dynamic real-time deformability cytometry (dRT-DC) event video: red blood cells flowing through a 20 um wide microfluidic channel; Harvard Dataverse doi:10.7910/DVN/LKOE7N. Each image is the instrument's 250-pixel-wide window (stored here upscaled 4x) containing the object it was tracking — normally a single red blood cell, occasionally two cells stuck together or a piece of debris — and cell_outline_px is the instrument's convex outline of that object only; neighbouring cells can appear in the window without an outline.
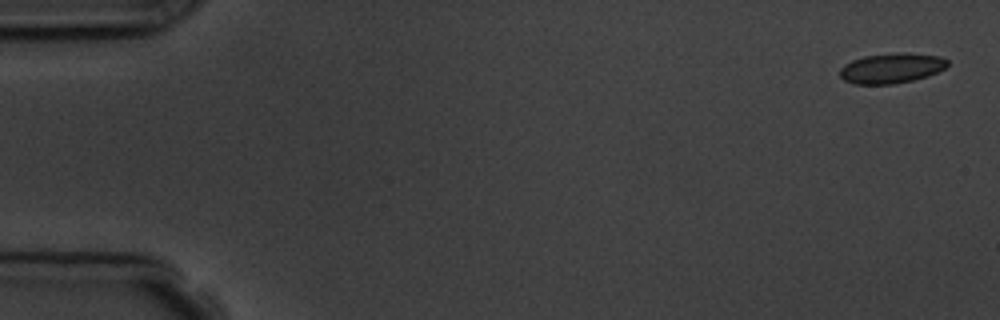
{"species": "common noctule bat (a hibernating species)", "species_latin": "Nyctalus noctula", "temperature_condition": "room temperature", "stored_images_in_passage": 3, "camera_frame_rate_fps": 3000, "um_per_image_px": 0.085, "animal": {"sex": "male", "body_mass_g": 19.5, "forearm_length_mm": 54.6}, "frame": {"image": 1, "passage_image": 1, "time_ms": 0.0, "image_size_px": [1000, 320], "cell_outline_px": [[948, 64], [944, 68], [928, 76], [912, 80], [892, 84], [852, 84], [844, 80], [840, 76], [840, 68], [844, 64], [852, 60], [864, 56], [940, 56], [948, 60]], "centroid_in_image_um": [75.69, 5.86], "position_along_channel_um": 9.3, "area_um2": 17.74}}